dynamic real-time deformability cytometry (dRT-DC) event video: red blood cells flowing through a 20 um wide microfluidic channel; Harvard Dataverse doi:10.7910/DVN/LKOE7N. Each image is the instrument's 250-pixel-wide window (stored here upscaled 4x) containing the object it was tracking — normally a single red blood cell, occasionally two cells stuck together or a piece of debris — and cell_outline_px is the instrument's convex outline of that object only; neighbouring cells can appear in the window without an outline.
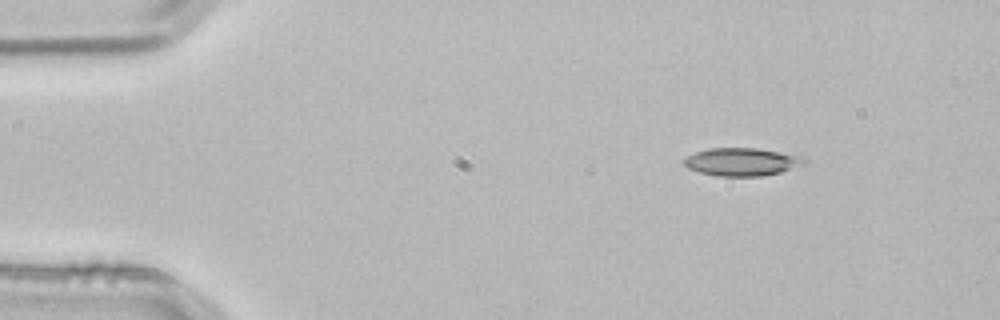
{"species": "common noctule bat (a hibernating species)", "species_latin": "Nyctalus noctula", "temperature_condition": "room temperature", "stored_images_in_passage": 3, "camera_frame_rate_fps": 3000, "um_per_image_px": 0.085, "animal": {"sex": "male", "body_mass_g": 21.5, "forearm_length_mm": 52.0}, "frame": {"image": 1, "passage_image": 1, "time_ms": 0.0, "image_size_px": [1000, 320], "cell_outline_px": [[804, 160], [780, 172], [760, 176], [716, 176], [700, 172], [688, 168], [684, 164], [684, 160], [688, 156], [696, 152], [708, 148], [756, 148], [780, 152], [800, 156]], "centroid_in_image_um": [62.93, 13.75], "position_along_channel_um": 22.1, "area_um2": 18.9}}
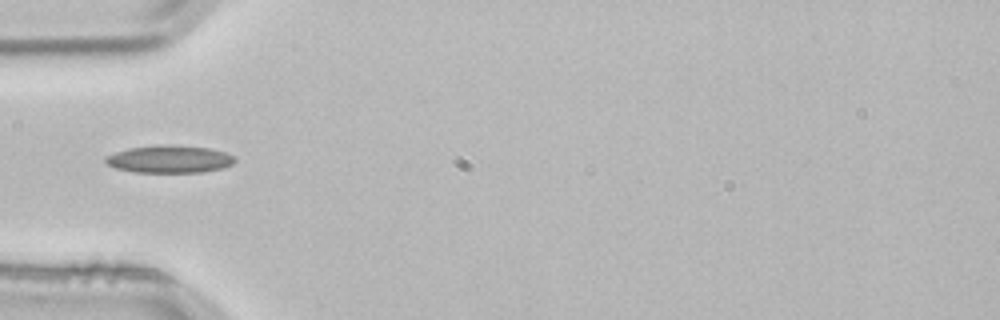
{"frame": {"image": 2, "passage_image": 3, "time_ms": 0.667, "image_size_px": [1000, 320], "cell_outline_px": [[236, 160], [232, 164], [224, 168], [200, 172], [136, 172], [116, 168], [108, 164], [104, 160], [104, 156], [128, 148], [160, 144], [164, 144], [212, 148], [236, 156]], "centroid_in_image_um": [14.43, 13.51], "position_along_channel_um": 70.6, "area_um2": 20.87}}